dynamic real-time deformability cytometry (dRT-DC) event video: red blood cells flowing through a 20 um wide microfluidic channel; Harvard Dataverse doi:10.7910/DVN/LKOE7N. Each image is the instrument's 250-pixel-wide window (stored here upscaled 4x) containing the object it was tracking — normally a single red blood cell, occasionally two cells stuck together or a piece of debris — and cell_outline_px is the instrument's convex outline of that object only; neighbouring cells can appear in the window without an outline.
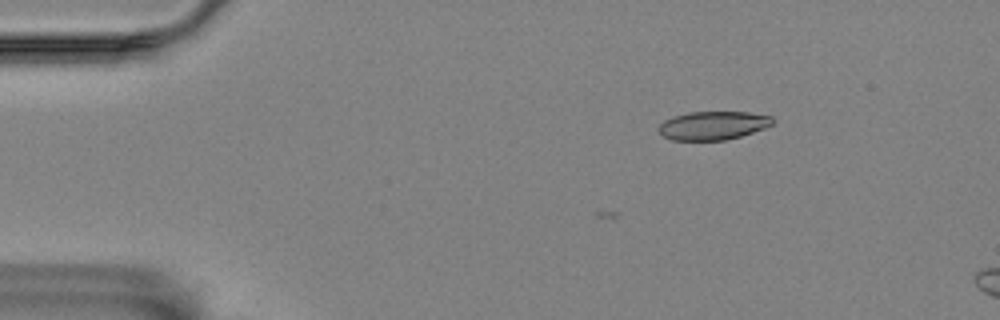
{"species": "Egyptian fruit bat (a non-hibernating species)", "species_latin": "Rousettus aegyptiacus", "temperature_condition": "room temperature", "stored_images_in_passage": 6, "camera_frame_rate_fps": 3000, "um_per_image_px": 0.085, "animal": {"sex": "female"}, "frame": {"image": 1, "passage_image": 1, "time_ms": 0.0, "image_size_px": [1000, 320], "cell_outline_px": [[776, 120], [772, 124], [764, 128], [740, 136], [724, 140], [672, 140], [664, 136], [656, 128], [664, 120], [672, 116], [688, 112], [748, 112], [772, 116]], "centroid_in_image_um": [60.59, 10.66], "position_along_channel_um": 24.4, "area_um2": 18.96}}